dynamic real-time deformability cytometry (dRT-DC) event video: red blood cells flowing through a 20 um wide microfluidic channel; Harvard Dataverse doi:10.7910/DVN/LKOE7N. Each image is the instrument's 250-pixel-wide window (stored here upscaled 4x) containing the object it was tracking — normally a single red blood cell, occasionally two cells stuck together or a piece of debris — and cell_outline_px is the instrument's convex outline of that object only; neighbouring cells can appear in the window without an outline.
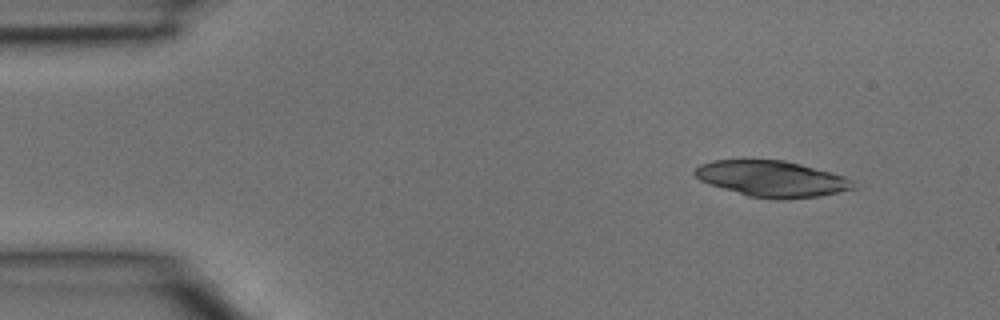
{"species": "common noctule bat (a hibernating species)", "species_latin": "Nyctalus noctula", "temperature_condition": "room temperature", "stored_images_in_passage": 5, "segment_of_instrument_passage": [2, 2], "camera_frame_rate_fps": 3000, "um_per_image_px": 0.085, "animal": {"sex": "male", "body_mass_g": 15.6}, "frame": {"image": 1, "passage_image": 5, "time_ms": 1.333, "image_size_px": [1000, 320], "cell_outline_px": [[860, 188], [820, 196], [784, 200], [780, 200], [748, 196], [708, 184], [700, 180], [692, 172], [700, 164], [712, 160], [784, 160], [800, 164], [844, 176], [856, 180]], "centroid_in_image_um": [65.67, 15.21], "position_along_channel_um": 19.3, "area_um2": 33.64}}